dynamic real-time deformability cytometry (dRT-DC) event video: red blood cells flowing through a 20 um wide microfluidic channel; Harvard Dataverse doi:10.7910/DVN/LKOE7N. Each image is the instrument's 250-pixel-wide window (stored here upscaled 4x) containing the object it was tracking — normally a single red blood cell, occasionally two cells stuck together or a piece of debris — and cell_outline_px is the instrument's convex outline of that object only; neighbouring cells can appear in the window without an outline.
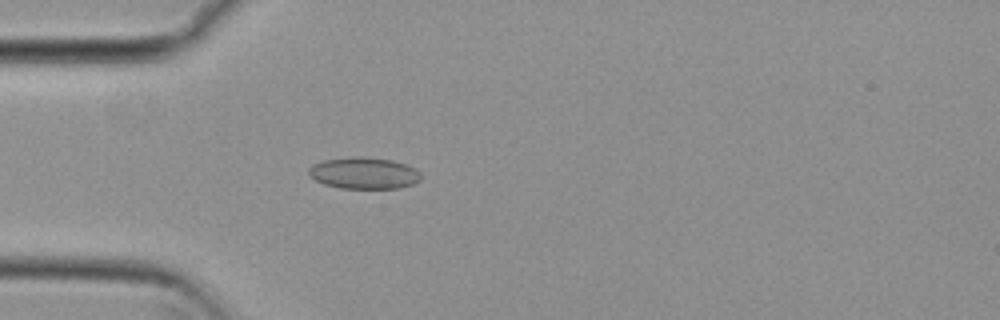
{"species": "common noctule bat (a hibernating species)", "species_latin": "Nyctalus noctula", "temperature_condition": "cold", "stored_images_in_passage": 40, "camera_frame_rate_fps": 3000, "um_per_image_px": 0.085, "animal": {"sex": "female", "body_mass_g": 29.2, "forearm_length_mm": 56.3}, "frame": {"image": 1, "passage_image": 2, "time_ms": 0.333, "image_size_px": [1000, 320], "cell_outline_px": [[420, 180], [412, 184], [400, 188], [340, 188], [324, 184], [316, 180], [308, 172], [308, 168], [312, 164], [324, 160], [352, 156], [360, 156], [392, 160], [404, 164], [420, 172]], "centroid_in_image_um": [30.91, 14.71], "position_along_channel_um": 54.1, "area_um2": 20.52}}
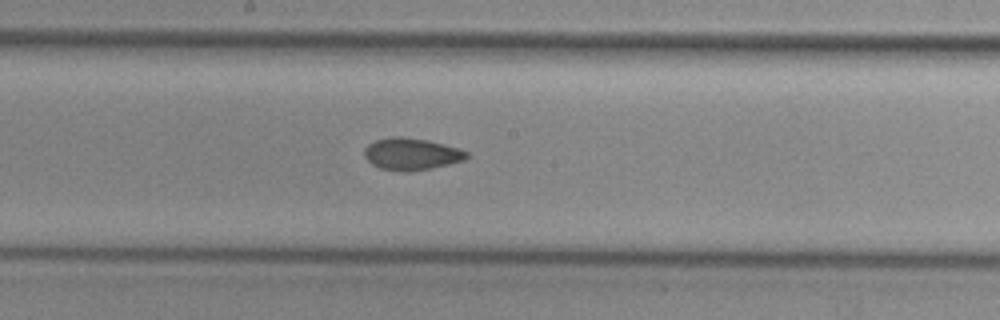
{"frame": {"image": 2, "passage_image": 15, "time_ms": 4.667, "image_size_px": [1000, 320], "cell_outline_px": [[468, 156], [464, 160], [432, 168], [408, 172], [404, 172], [380, 168], [372, 164], [364, 156], [364, 148], [368, 144], [376, 140], [392, 136], [400, 136], [428, 140], [460, 148], [468, 152]], "centroid_in_image_um": [34.97, 13.09], "position_along_channel_um": 213.2, "area_um2": 19.13}}
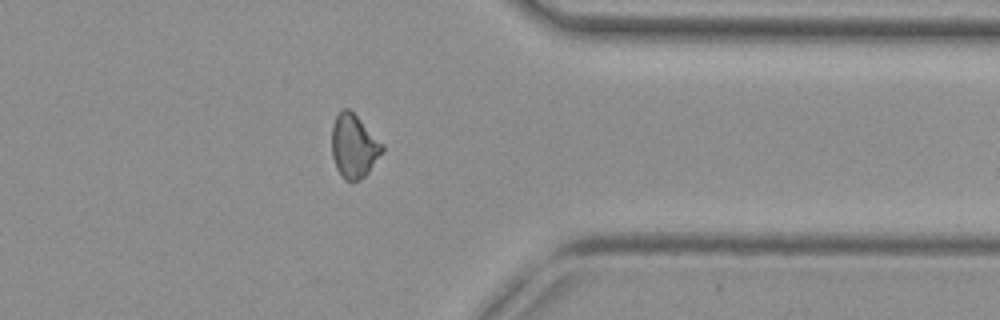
{"frame": {"image": 3, "passage_image": 29, "time_ms": 9.333, "image_size_px": [1000, 320], "cell_outline_px": [[384, 152], [368, 172], [360, 180], [352, 184], [344, 180], [336, 168], [332, 156], [332, 124], [336, 116], [344, 108], [348, 108], [384, 144]], "centroid_in_image_um": [30.08, 12.48], "position_along_channel_um": 381.3, "area_um2": 18.84}, "authors_computed_cell_mechanics": {"area_um2": 18.785, "velocity_mm_per_s": 3.8279, "shape_relaxation_time_tau1_ms": null, "shape_relaxation_time_tau2_ms": 3.4171, "deformation_change_tau1": null, "deformation_change_tau2": 0.0755}}